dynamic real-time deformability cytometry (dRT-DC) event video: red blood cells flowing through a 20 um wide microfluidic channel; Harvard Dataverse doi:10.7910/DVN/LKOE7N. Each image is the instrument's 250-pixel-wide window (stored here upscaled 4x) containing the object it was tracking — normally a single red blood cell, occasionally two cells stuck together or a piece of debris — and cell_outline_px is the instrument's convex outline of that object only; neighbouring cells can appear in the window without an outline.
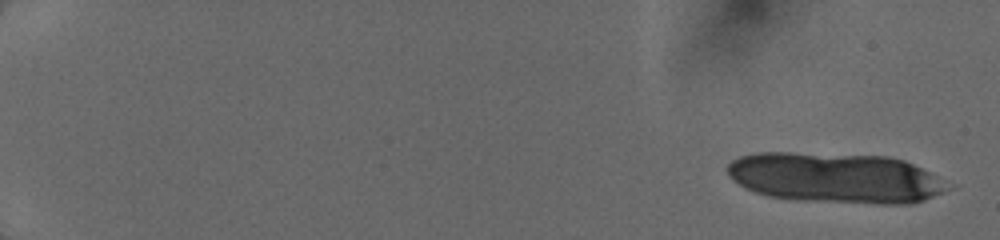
{"species": "human", "species_latin": "Homo sapiens", "temperature_condition": "cold", "stored_images_in_passage": 14, "camera_frame_rate_fps": 3000, "um_per_image_px": 0.085, "donor": {"sex": "female"}, "frame": {"image": 1, "passage_image": 1, "time_ms": 0.0, "image_size_px": [1000, 240], "cell_outline_px": [[948, 188], [944, 192], [924, 200], [912, 204], [876, 204], [804, 200], [768, 196], [756, 192], [732, 180], [728, 176], [728, 164], [732, 160], [740, 156], [756, 152], [788, 152], [888, 156], [904, 160], [936, 176]], "centroid_in_image_um": [70.98, 15.11], "position_along_channel_um": 14.0, "area_um2": 64.27}}
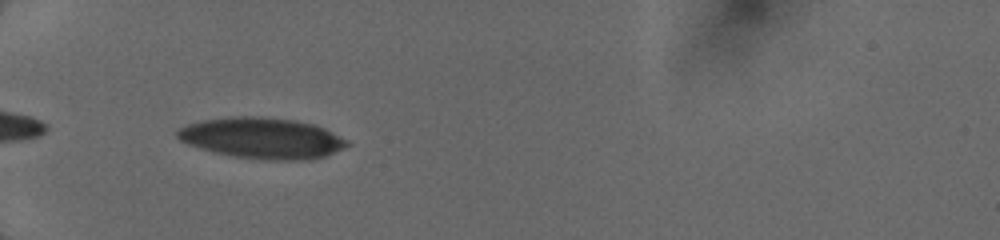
{"frame": {"image": 2, "passage_image": 10, "time_ms": 6.0, "image_size_px": [1000, 240], "cell_outline_px": [[352, 144], [328, 156], [308, 160], [264, 160], [232, 156], [212, 152], [188, 144], [180, 140], [176, 136], [176, 132], [180, 128], [188, 124], [204, 120], [232, 116], [260, 116], [296, 120], [312, 124], [324, 128], [348, 140]], "centroid_in_image_um": [22.31, 11.75], "position_along_channel_um": 62.7, "area_um2": 40.81}}
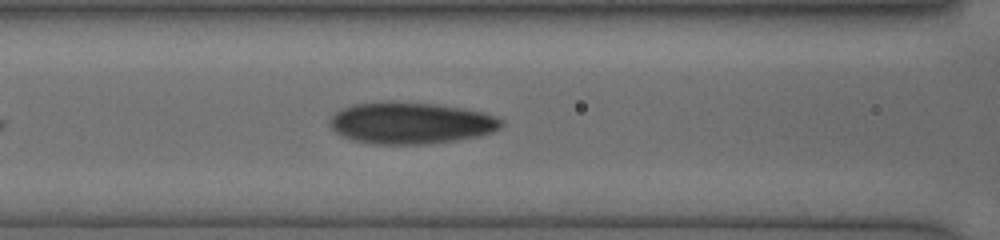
{"frame": {"image": 3, "passage_image": 14, "time_ms": 8.0, "image_size_px": [1000, 240], "cell_outline_px": [[504, 124], [500, 128], [492, 132], [480, 136], [456, 140], [428, 144], [372, 144], [352, 140], [336, 132], [328, 124], [332, 116], [340, 108], [352, 104], [384, 100], [392, 100], [436, 104], [460, 108], [480, 112], [496, 116], [504, 120]], "centroid_in_image_um": [34.89, 10.44], "position_along_channel_um": 131.7, "area_um2": 42.14}}